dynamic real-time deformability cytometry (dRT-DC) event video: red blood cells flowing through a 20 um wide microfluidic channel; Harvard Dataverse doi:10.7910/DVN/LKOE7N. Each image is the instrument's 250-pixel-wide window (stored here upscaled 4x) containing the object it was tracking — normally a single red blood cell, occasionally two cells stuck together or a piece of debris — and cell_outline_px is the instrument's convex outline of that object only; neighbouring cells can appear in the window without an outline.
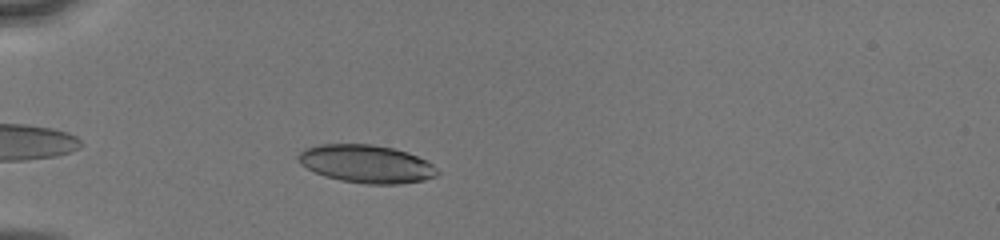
{"species": "human", "species_latin": "Homo sapiens", "temperature_condition": "cold", "stored_images_in_passage": 40, "camera_frame_rate_fps": 3000, "um_per_image_px": 0.085, "donor": {"sex": "male"}, "frame": {"image": 1, "passage_image": 5, "time_ms": 1.333, "image_size_px": [1000, 240], "cell_outline_px": [[440, 172], [436, 176], [424, 180], [400, 184], [364, 184], [340, 180], [324, 176], [300, 164], [296, 160], [296, 156], [304, 148], [320, 144], [372, 144], [392, 148], [408, 152], [432, 164]], "centroid_in_image_um": [31.12, 13.93], "position_along_channel_um": 53.9, "area_um2": 30.87}}
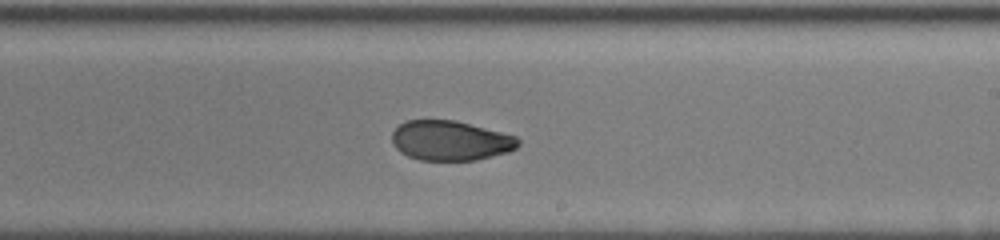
{"frame": {"image": 2, "passage_image": 21, "time_ms": 6.667, "image_size_px": [1000, 240], "cell_outline_px": [[520, 144], [516, 148], [508, 152], [476, 160], [420, 160], [408, 156], [400, 152], [392, 144], [392, 132], [400, 124], [408, 120], [456, 120], [516, 136], [520, 140]], "centroid_in_image_um": [38.28, 11.95], "position_along_channel_um": 250.7, "area_um2": 29.3}}
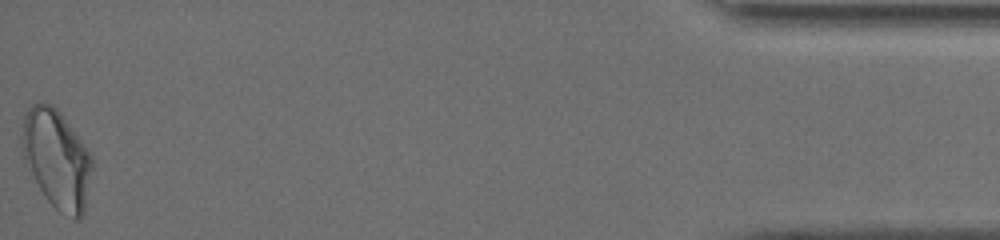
{"frame": {"image": 3, "passage_image": 40, "time_ms": 13.0, "image_size_px": [1000, 240], "cell_outline_px": [[92, 168], [84, 216], [80, 220], [76, 220], [60, 212], [44, 196], [24, 164], [24, 116], [28, 108], [32, 104], [40, 100], [44, 100], [52, 104], [60, 112], [92, 156]], "centroid_in_image_um": [4.84, 13.53], "position_along_channel_um": 430.4, "area_um2": 40.11}, "authors_computed_cell_mechanics": {"area_um2": 30.8652, "velocity_mm_per_s": 4.0907, "shape_relaxation_time_tau1_ms": 6.0988, "shape_relaxation_time_tau2_ms": 1.5414, "deformation_change_tau1": 0.1597, "deformation_change_tau2": 0.0572}}